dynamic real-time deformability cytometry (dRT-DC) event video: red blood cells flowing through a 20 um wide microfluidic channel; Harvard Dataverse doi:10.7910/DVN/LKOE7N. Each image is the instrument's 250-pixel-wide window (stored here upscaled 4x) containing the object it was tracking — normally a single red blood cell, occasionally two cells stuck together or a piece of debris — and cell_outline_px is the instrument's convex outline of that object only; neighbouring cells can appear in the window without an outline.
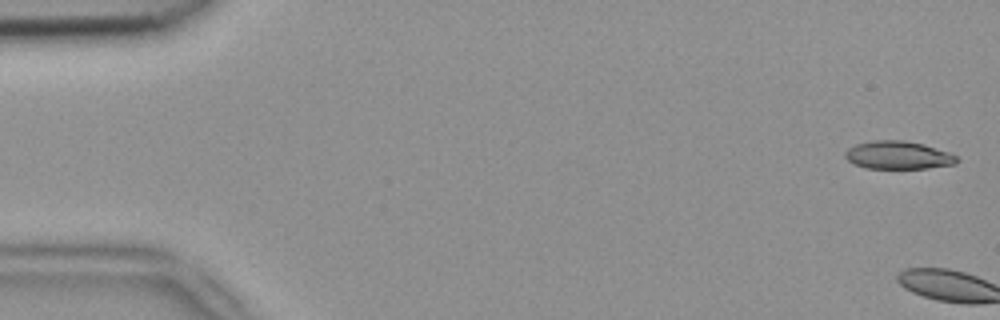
{"species": "common noctule bat (a hibernating species)", "species_latin": "Nyctalus noctula", "temperature_condition": "room temperature", "stored_images_in_passage": 3, "camera_frame_rate_fps": 3000, "um_per_image_px": 0.085, "animal": {"sex": "female", "body_mass_g": 18.4}, "frame": {"image": 1, "passage_image": 1, "time_ms": 0.0, "image_size_px": [1000, 320], "cell_outline_px": [[960, 160], [956, 164], [928, 168], [864, 168], [848, 160], [844, 156], [844, 152], [848, 148], [856, 144], [872, 140], [904, 140], [924, 144], [948, 152], [956, 156]], "centroid_in_image_um": [76.34, 13.18], "position_along_channel_um": 8.7, "area_um2": 18.26}}